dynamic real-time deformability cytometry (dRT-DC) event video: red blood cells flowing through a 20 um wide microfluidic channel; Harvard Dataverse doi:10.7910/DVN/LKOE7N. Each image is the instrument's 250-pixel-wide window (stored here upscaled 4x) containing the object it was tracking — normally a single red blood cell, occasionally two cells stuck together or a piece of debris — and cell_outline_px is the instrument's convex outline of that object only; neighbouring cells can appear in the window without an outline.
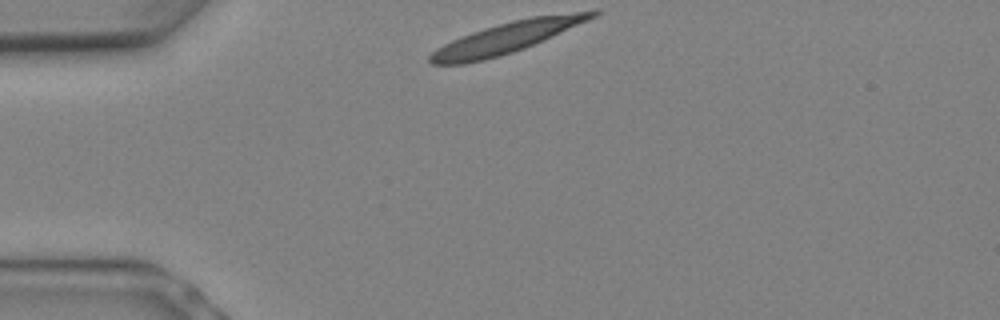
{"species": "Egyptian fruit bat (a non-hibernating species)", "species_latin": "Rousettus aegyptiacus", "temperature_condition": "warm", "stored_images_in_passage": 5, "camera_frame_rate_fps": 3000, "um_per_image_px": 0.085, "animal": {"sex": "female"}, "frame": {"image": 1, "passage_image": 1, "time_ms": 0.0, "image_size_px": [1000, 320], "cell_outline_px": [[596, 12], [592, 16], [584, 20], [540, 40], [520, 48], [508, 52], [480, 60], [456, 64], [436, 64], [428, 60], [440, 48], [456, 40], [476, 32], [488, 28], [516, 20], [536, 16], [580, 12]], "centroid_in_image_um": [42.96, 3.22], "position_along_channel_um": 42.0, "area_um2": 25.72}}
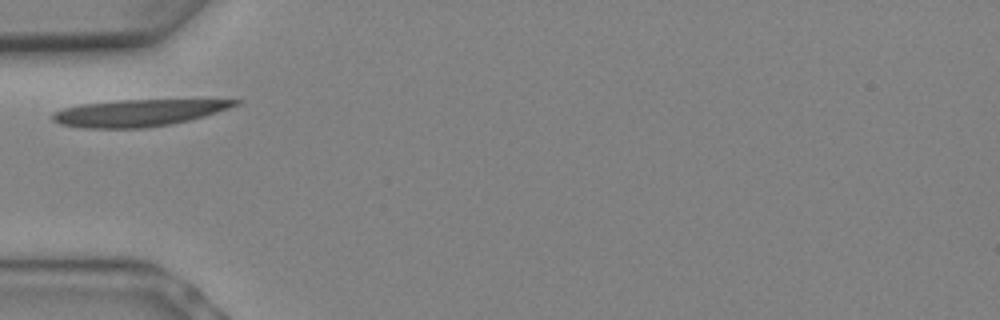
{"frame": {"image": 2, "passage_image": 3, "time_ms": 0.667, "image_size_px": [1000, 320], "cell_outline_px": [[236, 100], [232, 104], [212, 112], [180, 120], [160, 124], [120, 128], [112, 128], [68, 124], [56, 120], [56, 116], [60, 112], [72, 108], [92, 104], [140, 100]], "centroid_in_image_um": [11.78, 9.57], "position_along_channel_um": 73.2, "area_um2": 24.57}}
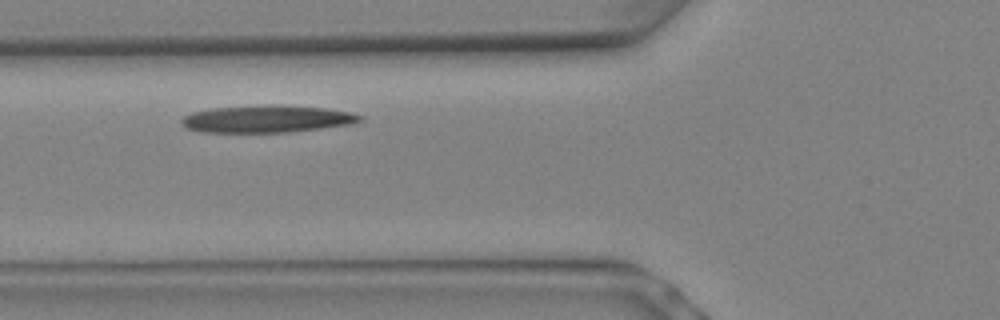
{"frame": {"image": 3, "passage_image": 4, "time_ms": 1.0, "image_size_px": [1000, 320], "cell_outline_px": [[356, 120], [336, 124], [308, 128], [268, 132], [220, 132], [192, 128], [184, 124], [184, 120], [188, 116], [200, 112], [228, 108], [312, 108], [340, 112], [356, 116]], "centroid_in_image_um": [22.5, 10.15], "position_along_channel_um": 103.3, "area_um2": 23.52}}